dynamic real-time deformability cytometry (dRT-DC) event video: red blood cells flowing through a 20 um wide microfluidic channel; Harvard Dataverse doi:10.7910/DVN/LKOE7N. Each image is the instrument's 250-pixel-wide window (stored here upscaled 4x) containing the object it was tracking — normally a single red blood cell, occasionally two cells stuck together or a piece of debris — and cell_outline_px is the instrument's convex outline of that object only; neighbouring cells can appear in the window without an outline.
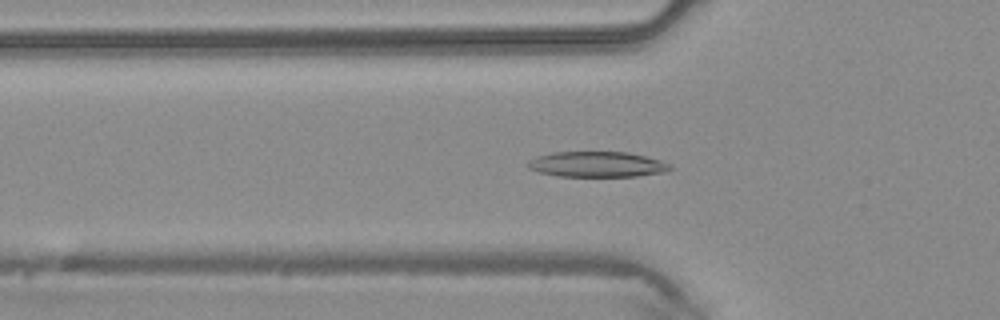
{"species": "common noctule bat (a hibernating species)", "species_latin": "Nyctalus noctula", "temperature_condition": "warm", "stored_images_in_passage": 37, "camera_frame_rate_fps": 3000, "um_per_image_px": 0.085, "animal": {"sex": "male", "body_mass_g": 20.4}, "frame": {"image": 1, "passage_image": 11, "time_ms": 3.333, "image_size_px": [1000, 320], "cell_outline_px": [[672, 168], [668, 172], [636, 176], [556, 176], [540, 172], [528, 168], [528, 160], [536, 156], [552, 152], [628, 152], [660, 160], [672, 164]], "centroid_in_image_um": [50.77, 13.97], "position_along_channel_um": 75.0, "area_um2": 21.21}}
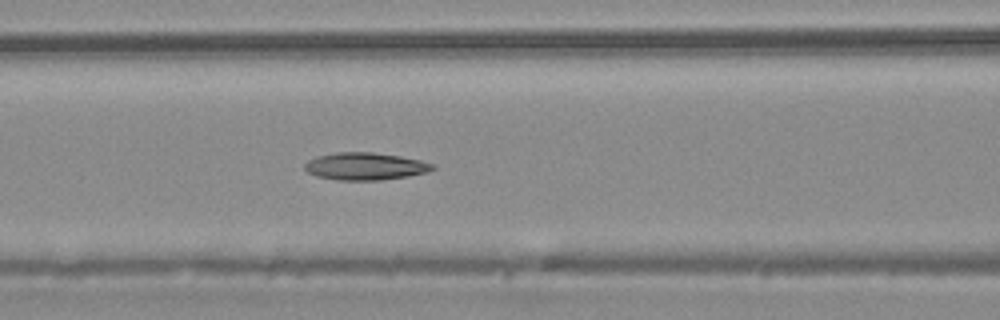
{"frame": {"image": 2, "passage_image": 15, "time_ms": 4.667, "image_size_px": [1000, 320], "cell_outline_px": [[436, 168], [428, 172], [408, 176], [380, 180], [340, 180], [316, 176], [308, 172], [304, 168], [304, 164], [308, 160], [316, 156], [336, 152], [372, 152], [400, 156], [420, 160], [436, 164]], "centroid_in_image_um": [31.06, 14.13], "position_along_channel_um": 135.5, "area_um2": 20.52}}
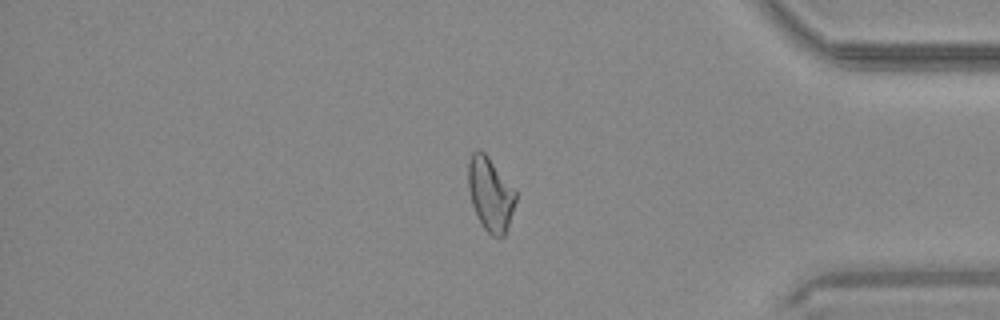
{"frame": {"image": 3, "passage_image": 34, "time_ms": 11.0, "image_size_px": [1000, 320], "cell_outline_px": [[516, 200], [508, 228], [504, 236], [492, 236], [484, 228], [476, 216], [472, 204], [468, 188], [468, 160], [472, 152], [476, 148], [480, 148], [488, 156], [516, 188]], "centroid_in_image_um": [41.68, 16.46], "position_along_channel_um": 393.5, "area_um2": 20.81}}